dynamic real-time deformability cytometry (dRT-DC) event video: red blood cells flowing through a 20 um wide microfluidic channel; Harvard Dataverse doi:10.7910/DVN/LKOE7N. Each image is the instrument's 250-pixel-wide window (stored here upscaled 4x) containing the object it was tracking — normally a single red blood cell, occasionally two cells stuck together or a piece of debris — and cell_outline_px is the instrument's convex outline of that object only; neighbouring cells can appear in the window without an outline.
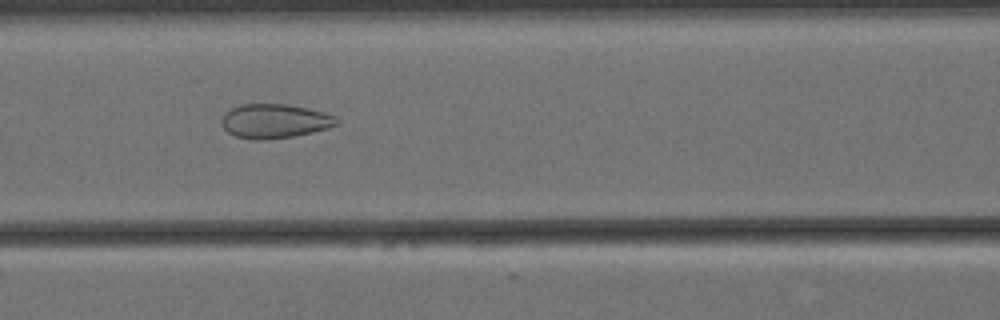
{"species": "Egyptian fruit bat (a non-hibernating species)", "species_latin": "Rousettus aegyptiacus", "temperature_condition": "cold", "stored_images_in_passage": 56, "camera_frame_rate_fps": 3000, "um_per_image_px": 0.085, "animal": {"sex": "female"}, "frame": {"image": 1, "passage_image": 22, "time_ms": 7.0, "image_size_px": [1000, 320], "cell_outline_px": [[340, 124], [328, 128], [296, 136], [268, 140], [252, 140], [236, 136], [228, 132], [220, 124], [220, 120], [224, 112], [228, 108], [240, 104], [284, 104], [308, 108], [324, 112], [336, 116], [340, 120]], "centroid_in_image_um": [23.33, 10.29], "position_along_channel_um": 143.3, "area_um2": 23.47}}
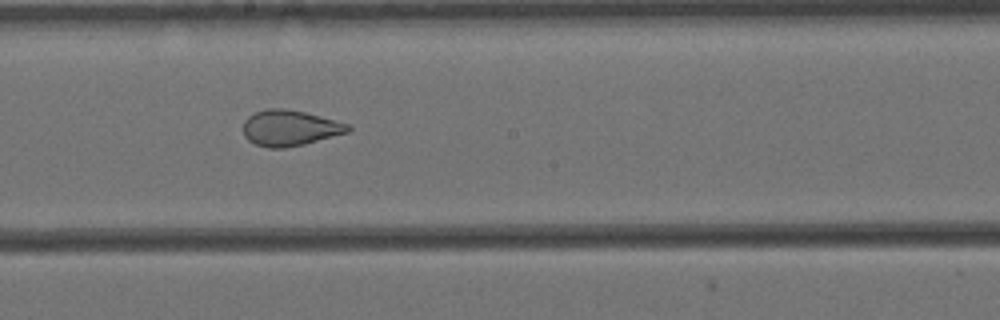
{"frame": {"image": 2, "passage_image": 29, "time_ms": 9.333, "image_size_px": [1000, 320], "cell_outline_px": [[352, 128], [348, 132], [304, 144], [284, 148], [268, 148], [256, 144], [248, 140], [244, 136], [244, 120], [248, 116], [256, 112], [268, 108], [284, 108], [304, 112], [352, 124]], "centroid_in_image_um": [24.65, 10.87], "position_along_channel_um": 223.6, "area_um2": 21.85}}
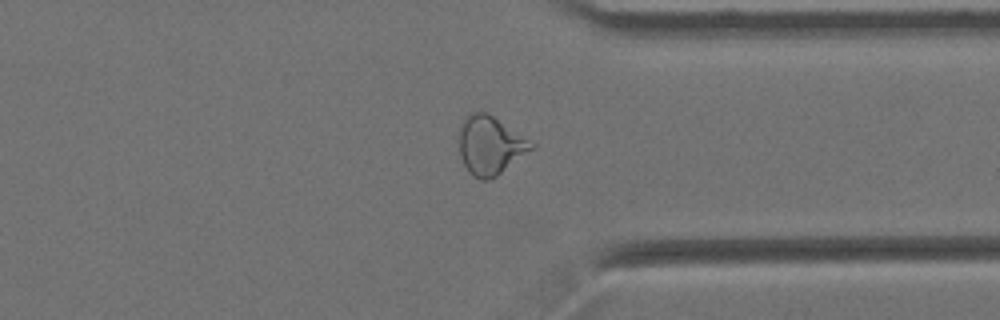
{"frame": {"image": 3, "passage_image": 42, "time_ms": 13.667, "image_size_px": [1000, 320], "cell_outline_px": [[536, 144], [532, 148], [496, 176], [488, 180], [480, 180], [472, 176], [464, 164], [460, 156], [460, 124], [464, 116], [468, 112], [488, 112]], "centroid_in_image_um": [41.63, 12.32], "position_along_channel_um": 369.8, "area_um2": 24.45}, "authors_computed_cell_mechanics": {"area_um2": 26.5591, "velocity_mm_per_s": 3.4528, "shape_relaxation_time_tau1_ms": null, "shape_relaxation_time_tau2_ms": 1.2045, "deformation_change_tau1": null, "deformation_change_tau2": 0.0743}}